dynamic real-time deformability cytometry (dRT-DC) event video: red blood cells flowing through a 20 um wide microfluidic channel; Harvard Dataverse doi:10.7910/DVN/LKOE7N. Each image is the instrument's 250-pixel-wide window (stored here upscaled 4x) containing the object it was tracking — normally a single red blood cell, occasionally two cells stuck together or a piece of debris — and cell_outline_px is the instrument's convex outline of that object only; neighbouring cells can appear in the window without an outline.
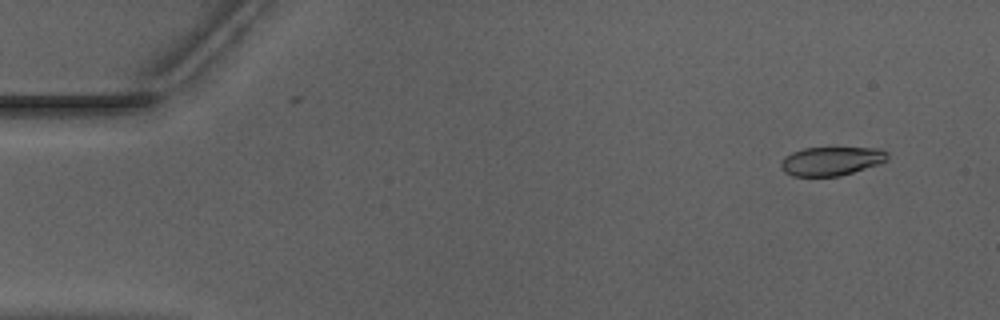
{"species": "Egyptian fruit bat (a non-hibernating species)", "species_latin": "Rousettus aegyptiacus", "temperature_condition": "warm", "stored_images_in_passage": 7, "camera_frame_rate_fps": 3000, "um_per_image_px": 0.085, "animal": {"sex": "male"}, "frame": {"image": 1, "passage_image": 4, "time_ms": 1.0, "image_size_px": [1000, 320], "cell_outline_px": [[888, 160], [880, 164], [840, 176], [792, 176], [784, 172], [780, 168], [780, 164], [784, 156], [792, 152], [804, 148], [880, 148], [888, 152]], "centroid_in_image_um": [70.66, 13.69], "position_along_channel_um": 14.3, "area_um2": 18.03}}